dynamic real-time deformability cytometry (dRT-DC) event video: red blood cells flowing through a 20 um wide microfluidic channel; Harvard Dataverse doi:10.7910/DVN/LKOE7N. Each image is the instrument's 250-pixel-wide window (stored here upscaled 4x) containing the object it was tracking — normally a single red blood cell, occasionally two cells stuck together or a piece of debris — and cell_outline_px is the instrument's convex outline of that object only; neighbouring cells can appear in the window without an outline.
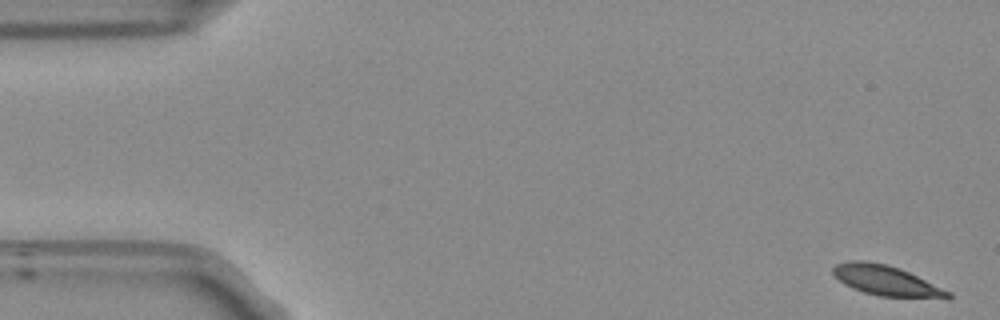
{"species": "Egyptian fruit bat (a non-hibernating species)", "species_latin": "Rousettus aegyptiacus", "temperature_condition": "room temperature", "stored_images_in_passage": 53, "camera_frame_rate_fps": 3000, "um_per_image_px": 0.085, "frame": {"image": 1, "passage_image": 1, "time_ms": 0.0, "image_size_px": [1000, 320], "cell_outline_px": [[952, 296], [948, 300], [880, 296], [864, 292], [852, 288], [844, 284], [832, 272], [832, 268], [836, 264], [848, 260], [864, 260], [884, 264], [900, 268], [952, 292]], "centroid_in_image_um": [75.4, 23.88], "position_along_channel_um": 9.6, "area_um2": 20.52}}
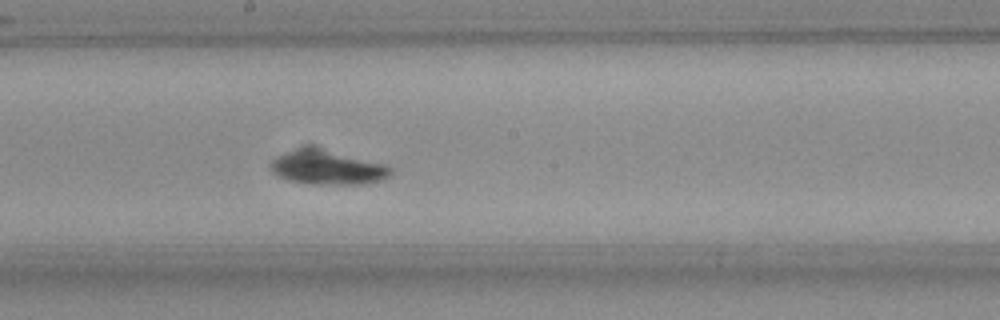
{"frame": {"image": 2, "passage_image": 28, "time_ms": 9.0, "image_size_px": [1000, 320], "cell_outline_px": [[392, 172], [384, 180], [364, 184], [304, 184], [284, 180], [276, 176], [268, 168], [268, 164], [276, 156], [284, 152], [308, 148], [388, 164], [392, 168]], "centroid_in_image_um": [27.78, 14.3], "position_along_channel_um": 220.4, "area_um2": 23.64}}
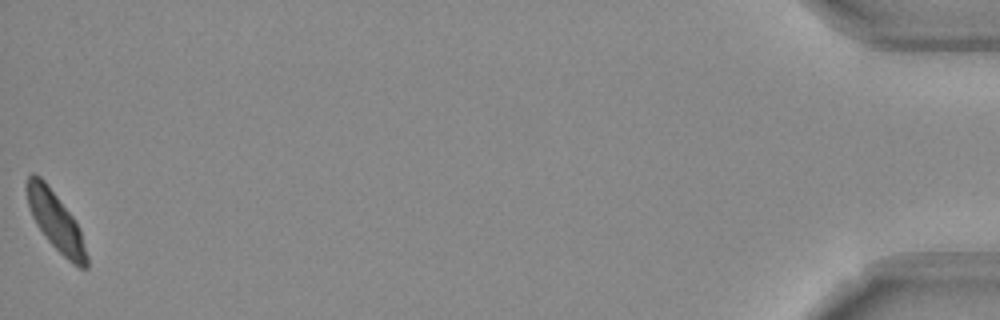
{"frame": {"image": 3, "passage_image": 53, "time_ms": 17.333, "image_size_px": [1000, 320], "cell_outline_px": [[88, 268], [80, 268], [72, 264], [48, 240], [36, 224], [28, 208], [24, 188], [24, 184], [28, 176], [32, 172], [36, 172], [44, 180], [76, 220], [80, 228], [88, 256]], "centroid_in_image_um": [4.71, 18.76], "position_along_channel_um": 430.5, "area_um2": 20.81}, "authors_computed_cell_mechanics": {"area_um2": 21.1548, "velocity_mm_per_s": 3.7567, "shape_relaxation_time_tau1_ms": 2.4621, "shape_relaxation_time_tau2_ms": 4.565, "deformation_change_tau1": 0.1178, "deformation_change_tau2": 0.1105}}